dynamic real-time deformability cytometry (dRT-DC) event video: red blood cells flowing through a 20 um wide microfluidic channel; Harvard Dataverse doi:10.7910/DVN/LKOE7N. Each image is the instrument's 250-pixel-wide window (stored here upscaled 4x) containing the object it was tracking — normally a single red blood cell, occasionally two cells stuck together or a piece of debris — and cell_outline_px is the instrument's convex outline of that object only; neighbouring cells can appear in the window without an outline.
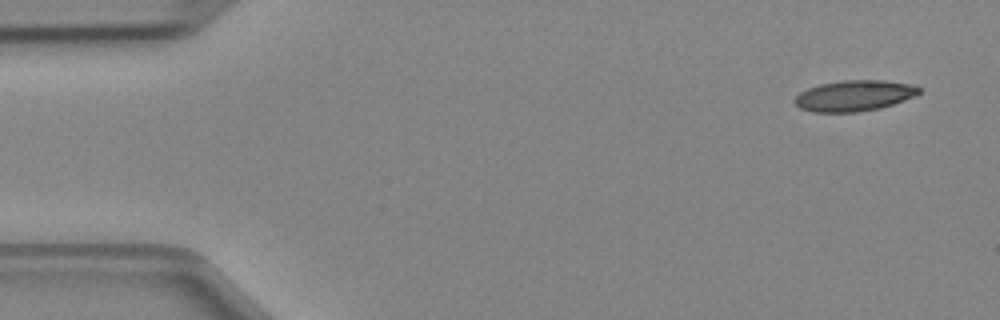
{"species": "Egyptian fruit bat (a non-hibernating species)", "species_latin": "Rousettus aegyptiacus", "temperature_condition": "cold", "stored_images_in_passage": 3, "camera_frame_rate_fps": 3000, "um_per_image_px": 0.085, "animal": {"sex": "female"}, "frame": {"image": 1, "passage_image": 1, "time_ms": 0.0, "image_size_px": [1000, 320], "cell_outline_px": [[920, 92], [904, 100], [880, 108], [856, 112], [812, 112], [800, 108], [792, 100], [800, 92], [808, 88], [820, 84], [844, 80], [884, 80], [916, 84], [920, 88]], "centroid_in_image_um": [72.6, 8.12], "position_along_channel_um": 12.4, "area_um2": 22.37}}